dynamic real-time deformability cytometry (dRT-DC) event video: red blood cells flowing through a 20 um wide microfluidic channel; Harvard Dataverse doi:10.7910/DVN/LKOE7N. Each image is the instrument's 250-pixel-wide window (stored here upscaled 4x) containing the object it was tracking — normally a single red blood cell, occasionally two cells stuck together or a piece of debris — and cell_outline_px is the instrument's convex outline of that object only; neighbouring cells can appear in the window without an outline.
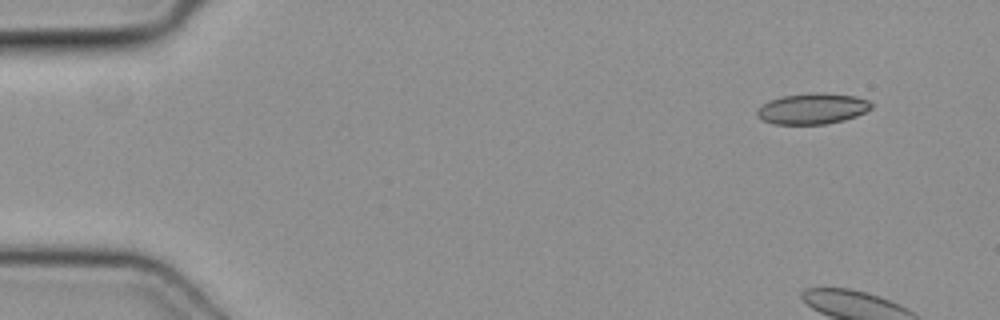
{"species": "common noctule bat (a hibernating species)", "species_latin": "Nyctalus noctula", "temperature_condition": "cold", "stored_images_in_passage": 5, "camera_frame_rate_fps": 3000, "um_per_image_px": 0.085, "animal": {"sex": "female", "body_mass_g": 19.3, "forearm_length_mm": 54.1}, "frame": {"image": 1, "passage_image": 1, "time_ms": 0.0, "image_size_px": [1000, 320], "cell_outline_px": [[872, 108], [856, 116], [844, 120], [824, 124], [776, 124], [764, 120], [756, 116], [756, 112], [768, 100], [780, 96], [812, 92], [824, 92], [856, 96], [868, 100], [872, 104]], "centroid_in_image_um": [69.07, 9.22], "position_along_channel_um": 15.9, "area_um2": 20.63}}